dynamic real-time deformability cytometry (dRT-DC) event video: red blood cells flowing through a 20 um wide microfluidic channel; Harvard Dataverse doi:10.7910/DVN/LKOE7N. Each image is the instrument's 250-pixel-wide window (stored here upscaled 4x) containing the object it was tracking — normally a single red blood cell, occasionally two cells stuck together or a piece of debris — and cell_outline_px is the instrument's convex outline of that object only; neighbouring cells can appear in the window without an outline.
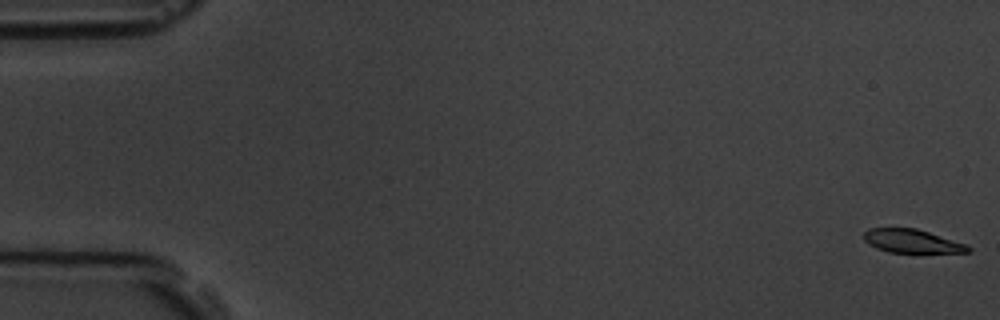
{"species": "common noctule bat (a hibernating species)", "species_latin": "Nyctalus noctula", "temperature_condition": "room temperature", "stored_images_in_passage": 5, "camera_frame_rate_fps": 3000, "um_per_image_px": 0.085, "animal": {"sex": "male", "body_mass_g": 19.5, "forearm_length_mm": 54.6}, "frame": {"image": 1, "passage_image": 1, "time_ms": 0.0, "image_size_px": [1000, 320], "cell_outline_px": [[972, 252], [916, 256], [888, 252], [876, 248], [868, 244], [864, 240], [864, 232], [868, 228], [916, 228], [968, 244], [972, 248]], "centroid_in_image_um": [77.62, 20.57], "position_along_channel_um": 7.4, "area_um2": 15.55}}
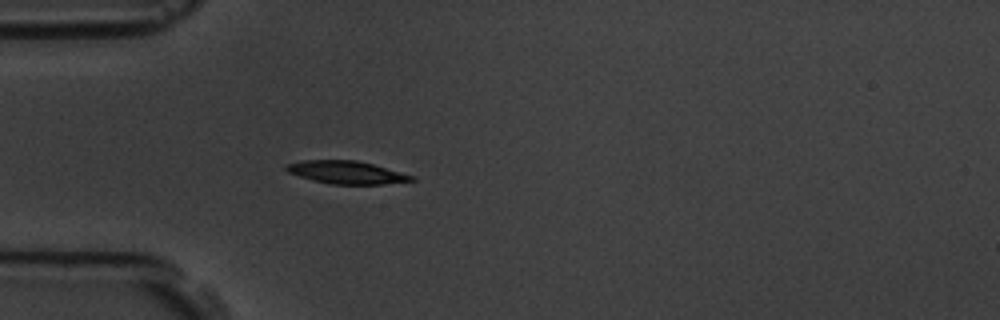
{"frame": {"image": 2, "passage_image": 5, "time_ms": 5.333, "image_size_px": [1000, 320], "cell_outline_px": [[416, 180], [380, 184], [328, 184], [312, 180], [288, 172], [284, 168], [284, 164], [300, 160], [356, 160], [372, 164], [416, 176]], "centroid_in_image_um": [29.41, 14.64], "position_along_channel_um": 55.6, "area_um2": 16.7}}